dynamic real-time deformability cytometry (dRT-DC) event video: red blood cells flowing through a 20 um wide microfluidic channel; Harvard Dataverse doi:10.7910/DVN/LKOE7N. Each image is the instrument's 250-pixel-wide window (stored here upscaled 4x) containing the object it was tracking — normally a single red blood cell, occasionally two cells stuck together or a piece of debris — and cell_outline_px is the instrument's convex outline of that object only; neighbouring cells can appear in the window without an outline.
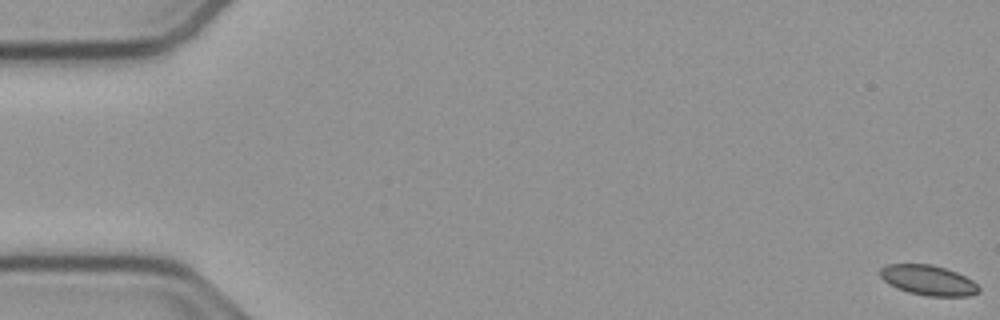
{"species": "common noctule bat (a hibernating species)", "species_latin": "Nyctalus noctula", "temperature_condition": "cold", "stored_images_in_passage": 57, "camera_frame_rate_fps": 3000, "um_per_image_px": 0.085, "animal": {"sex": "male", "body_mass_g": 23.1, "forearm_length_mm": 52.7}, "frame": {"image": 1, "passage_image": 1, "time_ms": 0.0, "image_size_px": [1000, 320], "cell_outline_px": [[980, 292], [968, 296], [928, 296], [908, 292], [896, 288], [888, 284], [880, 276], [880, 268], [888, 264], [932, 264], [956, 272], [972, 280], [980, 288]], "centroid_in_image_um": [78.89, 23.82], "position_along_channel_um": 6.1, "area_um2": 17.28}}
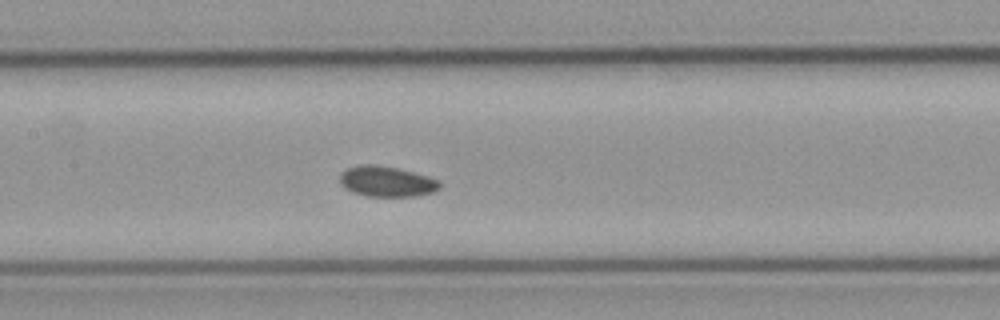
{"frame": {"image": 2, "passage_image": 27, "time_ms": 8.667, "image_size_px": [1000, 320], "cell_outline_px": [[440, 188], [436, 192], [416, 196], [368, 196], [352, 192], [344, 188], [340, 184], [340, 172], [348, 168], [360, 164], [376, 164], [396, 168], [428, 176], [440, 180]], "centroid_in_image_um": [32.87, 15.42], "position_along_channel_um": 174.5, "area_um2": 17.92}}
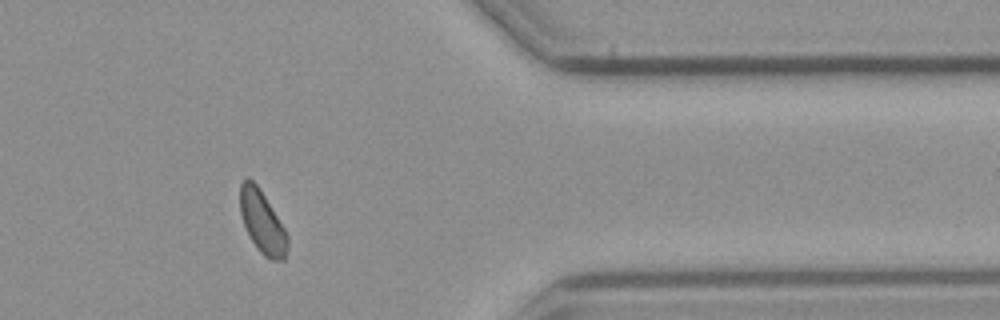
{"frame": {"image": 3, "passage_image": 46, "time_ms": 15.0, "image_size_px": [1000, 320], "cell_outline_px": [[288, 244], [284, 260], [272, 260], [264, 256], [256, 248], [244, 224], [240, 212], [240, 184], [248, 176], [260, 188], [288, 232]], "centroid_in_image_um": [22.31, 18.86], "position_along_channel_um": 389.1, "area_um2": 17.4}, "authors_computed_cell_mechanics": {"area_um2": 17.629, "velocity_mm_per_s": 3.7392, "shape_relaxation_time_tau1_ms": 3.8023, "shape_relaxation_time_tau2_ms": null, "deformation_change_tau1": 0.0397, "deformation_change_tau2": null}}